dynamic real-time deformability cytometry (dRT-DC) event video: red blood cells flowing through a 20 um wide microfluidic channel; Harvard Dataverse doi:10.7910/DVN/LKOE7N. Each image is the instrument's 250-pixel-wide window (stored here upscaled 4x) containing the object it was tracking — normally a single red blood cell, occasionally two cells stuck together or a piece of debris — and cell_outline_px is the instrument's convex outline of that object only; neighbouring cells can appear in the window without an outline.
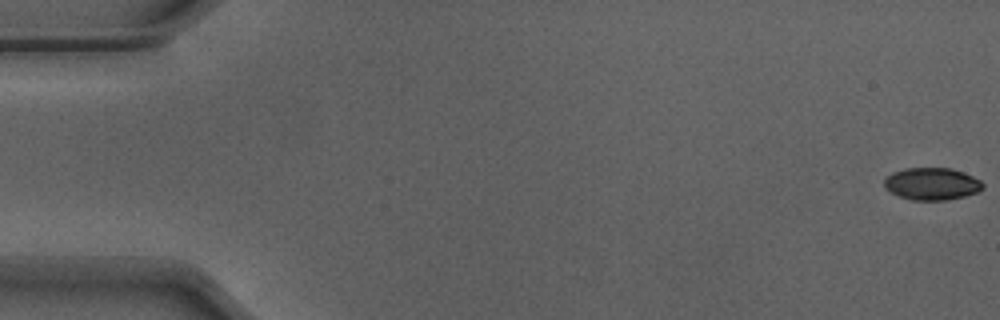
{"species": "Egyptian fruit bat (a non-hibernating species)", "species_latin": "Rousettus aegyptiacus", "temperature_condition": "warm", "stored_images_in_passage": 54, "camera_frame_rate_fps": 3000, "um_per_image_px": 0.085, "animal": {"sex": "male"}, "frame": {"image": 1, "passage_image": 1, "time_ms": 0.0, "image_size_px": [1000, 320], "cell_outline_px": [[984, 188], [976, 192], [964, 196], [944, 200], [912, 200], [900, 196], [892, 192], [884, 184], [884, 180], [892, 172], [904, 168], [952, 168], [964, 172], [980, 180], [984, 184]], "centroid_in_image_um": [79.23, 15.61], "position_along_channel_um": 5.8, "area_um2": 18.38}}
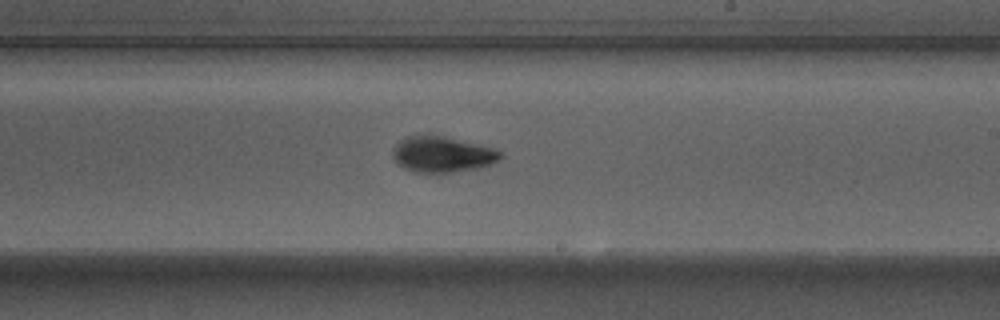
{"frame": {"image": 2, "passage_image": 32, "time_ms": 10.333, "image_size_px": [1000, 320], "cell_outline_px": [[504, 156], [500, 160], [480, 168], [452, 172], [416, 172], [404, 168], [392, 156], [392, 152], [396, 144], [400, 140], [416, 132], [444, 136], [496, 148], [504, 152]], "centroid_in_image_um": [37.63, 13.08], "position_along_channel_um": 251.4, "area_um2": 22.95}}
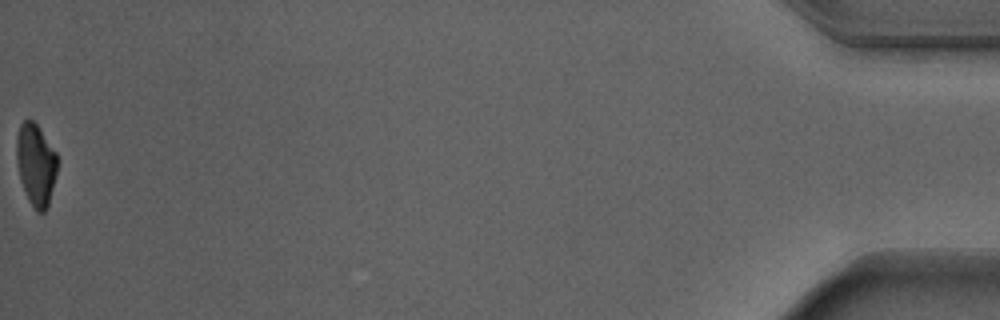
{"frame": {"image": 3, "passage_image": 54, "time_ms": 17.667, "image_size_px": [1000, 320], "cell_outline_px": [[56, 172], [48, 204], [44, 212], [36, 212], [28, 200], [20, 180], [16, 160], [16, 140], [20, 124], [24, 120], [32, 120], [36, 124], [56, 152]], "centroid_in_image_um": [3.01, 13.99], "position_along_channel_um": 432.2, "area_um2": 19.19}, "authors_computed_cell_mechanics": {"area_um2": 20.7213, "velocity_mm_per_s": 3.8899, "shape_relaxation_time_tau1_ms": 2.0168, "shape_relaxation_time_tau2_ms": 5.0669, "deformation_change_tau1": 0.1445, "deformation_change_tau2": 0.0796}}